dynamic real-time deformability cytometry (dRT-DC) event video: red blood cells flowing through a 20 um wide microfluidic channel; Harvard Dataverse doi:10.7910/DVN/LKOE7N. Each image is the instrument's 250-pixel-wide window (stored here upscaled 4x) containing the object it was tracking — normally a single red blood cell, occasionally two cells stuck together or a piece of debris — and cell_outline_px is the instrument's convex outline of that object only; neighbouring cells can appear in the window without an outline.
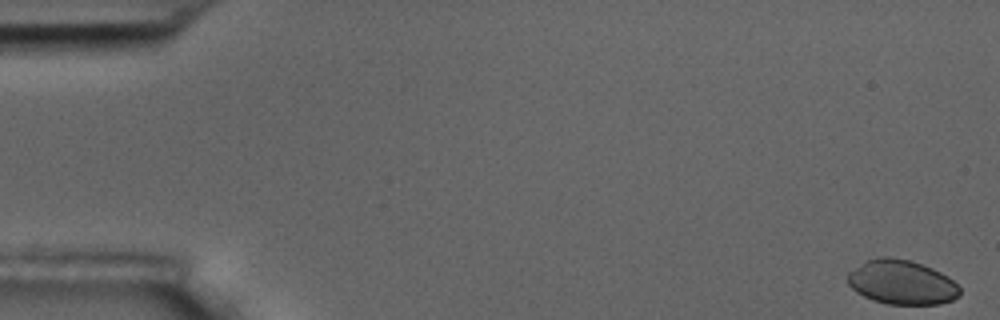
{"species": "common noctule bat (a hibernating species)", "species_latin": "Nyctalus noctula", "temperature_condition": "room temperature", "stored_images_in_passage": 57, "camera_frame_rate_fps": 3000, "um_per_image_px": 0.085, "animal": {"sex": "male", "body_mass_g": 17.5, "forearm_length_mm": 52.3}, "frame": {"image": 1, "passage_image": 1, "time_ms": 0.0, "image_size_px": [1000, 320], "cell_outline_px": [[960, 296], [952, 300], [940, 304], [888, 304], [872, 300], [856, 292], [848, 284], [848, 272], [864, 260], [880, 256], [884, 256], [912, 260], [932, 268], [948, 276], [960, 288]], "centroid_in_image_um": [76.63, 23.98], "position_along_channel_um": 8.4, "area_um2": 29.19}}
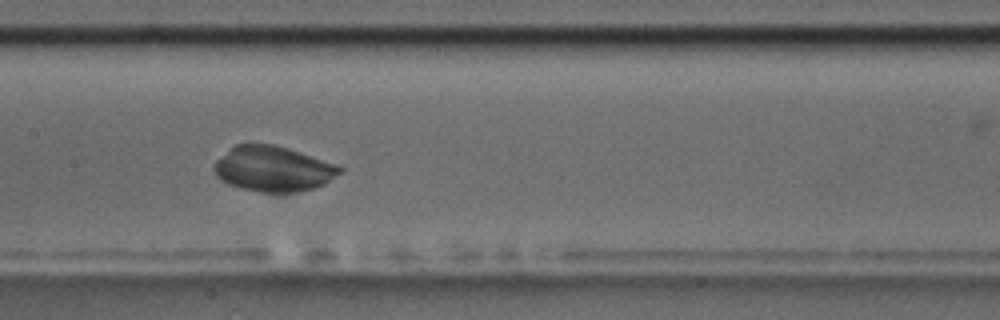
{"frame": {"image": 2, "passage_image": 28, "time_ms": 9.0, "image_size_px": [1000, 320], "cell_outline_px": [[344, 168], [340, 172], [324, 184], [316, 188], [292, 192], [260, 192], [228, 184], [220, 180], [216, 176], [212, 168], [216, 160], [236, 144], [276, 144], [336, 164]], "centroid_in_image_um": [23.2, 14.35], "position_along_channel_um": 184.2, "area_um2": 33.0}}
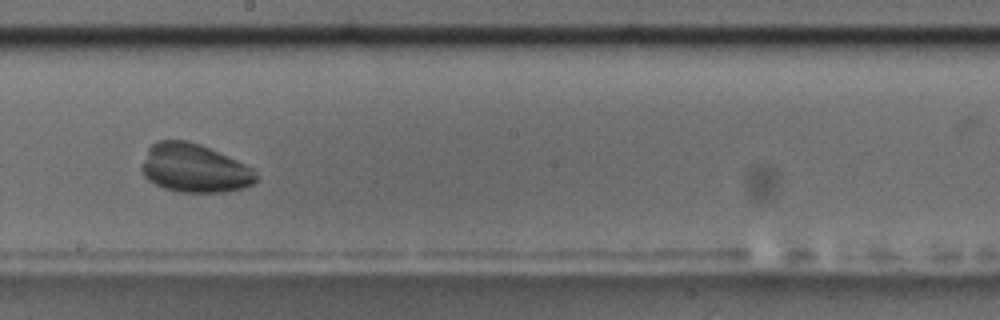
{"frame": {"image": 3, "passage_image": 32, "time_ms": 10.333, "image_size_px": [1000, 320], "cell_outline_px": [[256, 180], [252, 184], [240, 188], [224, 192], [180, 192], [164, 188], [148, 180], [144, 176], [140, 168], [148, 148], [156, 140], [188, 140], [200, 144], [228, 156], [252, 168], [256, 172]], "centroid_in_image_um": [16.48, 14.29], "position_along_channel_um": 231.7, "area_um2": 32.25}}